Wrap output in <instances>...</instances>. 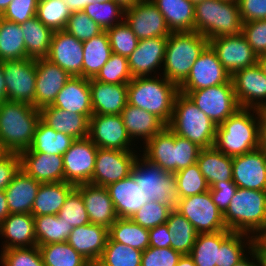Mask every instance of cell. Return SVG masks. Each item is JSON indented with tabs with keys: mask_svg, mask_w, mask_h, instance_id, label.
<instances>
[{
	"mask_svg": "<svg viewBox=\"0 0 266 266\" xmlns=\"http://www.w3.org/2000/svg\"><path fill=\"white\" fill-rule=\"evenodd\" d=\"M83 12L94 20L103 30L111 28L124 20V9L113 0L103 3L94 2L87 5Z\"/></svg>",
	"mask_w": 266,
	"mask_h": 266,
	"instance_id": "cell-50",
	"label": "cell"
},
{
	"mask_svg": "<svg viewBox=\"0 0 266 266\" xmlns=\"http://www.w3.org/2000/svg\"><path fill=\"white\" fill-rule=\"evenodd\" d=\"M57 215L73 228L90 223L84 200L76 188L69 193Z\"/></svg>",
	"mask_w": 266,
	"mask_h": 266,
	"instance_id": "cell-54",
	"label": "cell"
},
{
	"mask_svg": "<svg viewBox=\"0 0 266 266\" xmlns=\"http://www.w3.org/2000/svg\"><path fill=\"white\" fill-rule=\"evenodd\" d=\"M254 247L259 253L261 266H266V246L258 238H256Z\"/></svg>",
	"mask_w": 266,
	"mask_h": 266,
	"instance_id": "cell-70",
	"label": "cell"
},
{
	"mask_svg": "<svg viewBox=\"0 0 266 266\" xmlns=\"http://www.w3.org/2000/svg\"><path fill=\"white\" fill-rule=\"evenodd\" d=\"M64 30L82 42L104 31L83 11L71 13Z\"/></svg>",
	"mask_w": 266,
	"mask_h": 266,
	"instance_id": "cell-56",
	"label": "cell"
},
{
	"mask_svg": "<svg viewBox=\"0 0 266 266\" xmlns=\"http://www.w3.org/2000/svg\"><path fill=\"white\" fill-rule=\"evenodd\" d=\"M115 3H117L121 8L124 10L131 8L135 3H137L139 0H113Z\"/></svg>",
	"mask_w": 266,
	"mask_h": 266,
	"instance_id": "cell-72",
	"label": "cell"
},
{
	"mask_svg": "<svg viewBox=\"0 0 266 266\" xmlns=\"http://www.w3.org/2000/svg\"><path fill=\"white\" fill-rule=\"evenodd\" d=\"M138 157L132 167L131 175L143 191L147 201L176 204L179 196L174 173L164 171L142 155Z\"/></svg>",
	"mask_w": 266,
	"mask_h": 266,
	"instance_id": "cell-8",
	"label": "cell"
},
{
	"mask_svg": "<svg viewBox=\"0 0 266 266\" xmlns=\"http://www.w3.org/2000/svg\"><path fill=\"white\" fill-rule=\"evenodd\" d=\"M40 120V109L33 105L3 101L0 104V143L4 150L20 154L29 149Z\"/></svg>",
	"mask_w": 266,
	"mask_h": 266,
	"instance_id": "cell-1",
	"label": "cell"
},
{
	"mask_svg": "<svg viewBox=\"0 0 266 266\" xmlns=\"http://www.w3.org/2000/svg\"><path fill=\"white\" fill-rule=\"evenodd\" d=\"M23 31L26 54L29 58H46L50 51L53 31L36 16L20 24Z\"/></svg>",
	"mask_w": 266,
	"mask_h": 266,
	"instance_id": "cell-39",
	"label": "cell"
},
{
	"mask_svg": "<svg viewBox=\"0 0 266 266\" xmlns=\"http://www.w3.org/2000/svg\"><path fill=\"white\" fill-rule=\"evenodd\" d=\"M238 187L233 181L215 182L209 187L212 201L224 213L235 195Z\"/></svg>",
	"mask_w": 266,
	"mask_h": 266,
	"instance_id": "cell-61",
	"label": "cell"
},
{
	"mask_svg": "<svg viewBox=\"0 0 266 266\" xmlns=\"http://www.w3.org/2000/svg\"><path fill=\"white\" fill-rule=\"evenodd\" d=\"M113 53L129 57L137 48L139 39L130 26L123 20L121 23L105 30Z\"/></svg>",
	"mask_w": 266,
	"mask_h": 266,
	"instance_id": "cell-52",
	"label": "cell"
},
{
	"mask_svg": "<svg viewBox=\"0 0 266 266\" xmlns=\"http://www.w3.org/2000/svg\"><path fill=\"white\" fill-rule=\"evenodd\" d=\"M194 31L208 40L241 33L238 3L205 0L195 4Z\"/></svg>",
	"mask_w": 266,
	"mask_h": 266,
	"instance_id": "cell-7",
	"label": "cell"
},
{
	"mask_svg": "<svg viewBox=\"0 0 266 266\" xmlns=\"http://www.w3.org/2000/svg\"><path fill=\"white\" fill-rule=\"evenodd\" d=\"M20 168L21 159L18 153H6L0 158V190H5Z\"/></svg>",
	"mask_w": 266,
	"mask_h": 266,
	"instance_id": "cell-62",
	"label": "cell"
},
{
	"mask_svg": "<svg viewBox=\"0 0 266 266\" xmlns=\"http://www.w3.org/2000/svg\"><path fill=\"white\" fill-rule=\"evenodd\" d=\"M52 107L86 115L89 119L93 115L89 79L82 76H71L64 87L57 94Z\"/></svg>",
	"mask_w": 266,
	"mask_h": 266,
	"instance_id": "cell-26",
	"label": "cell"
},
{
	"mask_svg": "<svg viewBox=\"0 0 266 266\" xmlns=\"http://www.w3.org/2000/svg\"><path fill=\"white\" fill-rule=\"evenodd\" d=\"M62 1L67 6V8H69V10L73 13L77 11H83L87 5L92 4L94 2L103 3L109 0H62Z\"/></svg>",
	"mask_w": 266,
	"mask_h": 266,
	"instance_id": "cell-65",
	"label": "cell"
},
{
	"mask_svg": "<svg viewBox=\"0 0 266 266\" xmlns=\"http://www.w3.org/2000/svg\"><path fill=\"white\" fill-rule=\"evenodd\" d=\"M142 252L109 237L99 262L103 266H141Z\"/></svg>",
	"mask_w": 266,
	"mask_h": 266,
	"instance_id": "cell-47",
	"label": "cell"
},
{
	"mask_svg": "<svg viewBox=\"0 0 266 266\" xmlns=\"http://www.w3.org/2000/svg\"><path fill=\"white\" fill-rule=\"evenodd\" d=\"M169 230L171 248L182 255H189L197 238L194 226L175 208L165 223Z\"/></svg>",
	"mask_w": 266,
	"mask_h": 266,
	"instance_id": "cell-41",
	"label": "cell"
},
{
	"mask_svg": "<svg viewBox=\"0 0 266 266\" xmlns=\"http://www.w3.org/2000/svg\"><path fill=\"white\" fill-rule=\"evenodd\" d=\"M7 89L5 84V78L3 74V61H0V104L3 101H7Z\"/></svg>",
	"mask_w": 266,
	"mask_h": 266,
	"instance_id": "cell-69",
	"label": "cell"
},
{
	"mask_svg": "<svg viewBox=\"0 0 266 266\" xmlns=\"http://www.w3.org/2000/svg\"><path fill=\"white\" fill-rule=\"evenodd\" d=\"M39 0H12L2 18L22 24L36 16Z\"/></svg>",
	"mask_w": 266,
	"mask_h": 266,
	"instance_id": "cell-59",
	"label": "cell"
},
{
	"mask_svg": "<svg viewBox=\"0 0 266 266\" xmlns=\"http://www.w3.org/2000/svg\"><path fill=\"white\" fill-rule=\"evenodd\" d=\"M37 246L41 252L44 266H85L88 262L67 242Z\"/></svg>",
	"mask_w": 266,
	"mask_h": 266,
	"instance_id": "cell-45",
	"label": "cell"
},
{
	"mask_svg": "<svg viewBox=\"0 0 266 266\" xmlns=\"http://www.w3.org/2000/svg\"><path fill=\"white\" fill-rule=\"evenodd\" d=\"M258 149L266 154V121L263 118L259 125Z\"/></svg>",
	"mask_w": 266,
	"mask_h": 266,
	"instance_id": "cell-67",
	"label": "cell"
},
{
	"mask_svg": "<svg viewBox=\"0 0 266 266\" xmlns=\"http://www.w3.org/2000/svg\"><path fill=\"white\" fill-rule=\"evenodd\" d=\"M88 138L98 148L135 151L131 148L133 143L126 132V128L120 114H93L89 119Z\"/></svg>",
	"mask_w": 266,
	"mask_h": 266,
	"instance_id": "cell-15",
	"label": "cell"
},
{
	"mask_svg": "<svg viewBox=\"0 0 266 266\" xmlns=\"http://www.w3.org/2000/svg\"><path fill=\"white\" fill-rule=\"evenodd\" d=\"M181 256L171 247H148L142 252L141 266H176Z\"/></svg>",
	"mask_w": 266,
	"mask_h": 266,
	"instance_id": "cell-57",
	"label": "cell"
},
{
	"mask_svg": "<svg viewBox=\"0 0 266 266\" xmlns=\"http://www.w3.org/2000/svg\"><path fill=\"white\" fill-rule=\"evenodd\" d=\"M257 65L261 68L262 72L266 75V53L257 56Z\"/></svg>",
	"mask_w": 266,
	"mask_h": 266,
	"instance_id": "cell-73",
	"label": "cell"
},
{
	"mask_svg": "<svg viewBox=\"0 0 266 266\" xmlns=\"http://www.w3.org/2000/svg\"><path fill=\"white\" fill-rule=\"evenodd\" d=\"M109 237L140 251L149 247V229L136 224L131 218H117L109 228Z\"/></svg>",
	"mask_w": 266,
	"mask_h": 266,
	"instance_id": "cell-43",
	"label": "cell"
},
{
	"mask_svg": "<svg viewBox=\"0 0 266 266\" xmlns=\"http://www.w3.org/2000/svg\"><path fill=\"white\" fill-rule=\"evenodd\" d=\"M74 184L60 181L41 183L31 210L33 216L57 215Z\"/></svg>",
	"mask_w": 266,
	"mask_h": 266,
	"instance_id": "cell-34",
	"label": "cell"
},
{
	"mask_svg": "<svg viewBox=\"0 0 266 266\" xmlns=\"http://www.w3.org/2000/svg\"><path fill=\"white\" fill-rule=\"evenodd\" d=\"M242 23L266 19V0H239Z\"/></svg>",
	"mask_w": 266,
	"mask_h": 266,
	"instance_id": "cell-63",
	"label": "cell"
},
{
	"mask_svg": "<svg viewBox=\"0 0 266 266\" xmlns=\"http://www.w3.org/2000/svg\"><path fill=\"white\" fill-rule=\"evenodd\" d=\"M108 238V228L89 223L73 228L66 242L88 261H99Z\"/></svg>",
	"mask_w": 266,
	"mask_h": 266,
	"instance_id": "cell-24",
	"label": "cell"
},
{
	"mask_svg": "<svg viewBox=\"0 0 266 266\" xmlns=\"http://www.w3.org/2000/svg\"><path fill=\"white\" fill-rule=\"evenodd\" d=\"M1 266H44L39 247L4 249L0 254Z\"/></svg>",
	"mask_w": 266,
	"mask_h": 266,
	"instance_id": "cell-55",
	"label": "cell"
},
{
	"mask_svg": "<svg viewBox=\"0 0 266 266\" xmlns=\"http://www.w3.org/2000/svg\"><path fill=\"white\" fill-rule=\"evenodd\" d=\"M29 58L20 24L0 16V61Z\"/></svg>",
	"mask_w": 266,
	"mask_h": 266,
	"instance_id": "cell-42",
	"label": "cell"
},
{
	"mask_svg": "<svg viewBox=\"0 0 266 266\" xmlns=\"http://www.w3.org/2000/svg\"><path fill=\"white\" fill-rule=\"evenodd\" d=\"M258 239L266 246V230L258 237Z\"/></svg>",
	"mask_w": 266,
	"mask_h": 266,
	"instance_id": "cell-75",
	"label": "cell"
},
{
	"mask_svg": "<svg viewBox=\"0 0 266 266\" xmlns=\"http://www.w3.org/2000/svg\"><path fill=\"white\" fill-rule=\"evenodd\" d=\"M223 220L231 232L258 238L266 230V191L238 187L223 213Z\"/></svg>",
	"mask_w": 266,
	"mask_h": 266,
	"instance_id": "cell-4",
	"label": "cell"
},
{
	"mask_svg": "<svg viewBox=\"0 0 266 266\" xmlns=\"http://www.w3.org/2000/svg\"><path fill=\"white\" fill-rule=\"evenodd\" d=\"M260 112H261L262 118L266 121V107L262 108Z\"/></svg>",
	"mask_w": 266,
	"mask_h": 266,
	"instance_id": "cell-77",
	"label": "cell"
},
{
	"mask_svg": "<svg viewBox=\"0 0 266 266\" xmlns=\"http://www.w3.org/2000/svg\"><path fill=\"white\" fill-rule=\"evenodd\" d=\"M145 144L142 156L164 171L176 173L175 134L167 126Z\"/></svg>",
	"mask_w": 266,
	"mask_h": 266,
	"instance_id": "cell-33",
	"label": "cell"
},
{
	"mask_svg": "<svg viewBox=\"0 0 266 266\" xmlns=\"http://www.w3.org/2000/svg\"><path fill=\"white\" fill-rule=\"evenodd\" d=\"M7 152L4 150V148L2 147L1 143H0V158L2 156H4Z\"/></svg>",
	"mask_w": 266,
	"mask_h": 266,
	"instance_id": "cell-78",
	"label": "cell"
},
{
	"mask_svg": "<svg viewBox=\"0 0 266 266\" xmlns=\"http://www.w3.org/2000/svg\"><path fill=\"white\" fill-rule=\"evenodd\" d=\"M179 91L187 95L216 125H220L241 108L234 93L232 80L199 90Z\"/></svg>",
	"mask_w": 266,
	"mask_h": 266,
	"instance_id": "cell-9",
	"label": "cell"
},
{
	"mask_svg": "<svg viewBox=\"0 0 266 266\" xmlns=\"http://www.w3.org/2000/svg\"><path fill=\"white\" fill-rule=\"evenodd\" d=\"M11 2H12V0H0V16L8 8V6Z\"/></svg>",
	"mask_w": 266,
	"mask_h": 266,
	"instance_id": "cell-74",
	"label": "cell"
},
{
	"mask_svg": "<svg viewBox=\"0 0 266 266\" xmlns=\"http://www.w3.org/2000/svg\"><path fill=\"white\" fill-rule=\"evenodd\" d=\"M248 235L242 232H232L220 244L219 266H234L246 256L245 251L252 249L255 246L256 240L255 237ZM245 248L246 250H244Z\"/></svg>",
	"mask_w": 266,
	"mask_h": 266,
	"instance_id": "cell-46",
	"label": "cell"
},
{
	"mask_svg": "<svg viewBox=\"0 0 266 266\" xmlns=\"http://www.w3.org/2000/svg\"><path fill=\"white\" fill-rule=\"evenodd\" d=\"M167 127L202 149L214 146L217 125L182 93L176 96L173 114Z\"/></svg>",
	"mask_w": 266,
	"mask_h": 266,
	"instance_id": "cell-6",
	"label": "cell"
},
{
	"mask_svg": "<svg viewBox=\"0 0 266 266\" xmlns=\"http://www.w3.org/2000/svg\"><path fill=\"white\" fill-rule=\"evenodd\" d=\"M234 93L242 108L266 107V75L256 64L231 75Z\"/></svg>",
	"mask_w": 266,
	"mask_h": 266,
	"instance_id": "cell-18",
	"label": "cell"
},
{
	"mask_svg": "<svg viewBox=\"0 0 266 266\" xmlns=\"http://www.w3.org/2000/svg\"><path fill=\"white\" fill-rule=\"evenodd\" d=\"M149 247H171L169 230L166 224L149 229Z\"/></svg>",
	"mask_w": 266,
	"mask_h": 266,
	"instance_id": "cell-64",
	"label": "cell"
},
{
	"mask_svg": "<svg viewBox=\"0 0 266 266\" xmlns=\"http://www.w3.org/2000/svg\"><path fill=\"white\" fill-rule=\"evenodd\" d=\"M106 188L118 218H130L147 202L146 196L131 174Z\"/></svg>",
	"mask_w": 266,
	"mask_h": 266,
	"instance_id": "cell-29",
	"label": "cell"
},
{
	"mask_svg": "<svg viewBox=\"0 0 266 266\" xmlns=\"http://www.w3.org/2000/svg\"><path fill=\"white\" fill-rule=\"evenodd\" d=\"M230 80L231 75L208 44L194 62L188 77L179 86V90H199L224 84Z\"/></svg>",
	"mask_w": 266,
	"mask_h": 266,
	"instance_id": "cell-17",
	"label": "cell"
},
{
	"mask_svg": "<svg viewBox=\"0 0 266 266\" xmlns=\"http://www.w3.org/2000/svg\"><path fill=\"white\" fill-rule=\"evenodd\" d=\"M46 59L67 71L71 76L83 77V42L65 30L53 32Z\"/></svg>",
	"mask_w": 266,
	"mask_h": 266,
	"instance_id": "cell-19",
	"label": "cell"
},
{
	"mask_svg": "<svg viewBox=\"0 0 266 266\" xmlns=\"http://www.w3.org/2000/svg\"><path fill=\"white\" fill-rule=\"evenodd\" d=\"M124 20L139 40L168 37L172 33L152 0H139L124 10Z\"/></svg>",
	"mask_w": 266,
	"mask_h": 266,
	"instance_id": "cell-13",
	"label": "cell"
},
{
	"mask_svg": "<svg viewBox=\"0 0 266 266\" xmlns=\"http://www.w3.org/2000/svg\"><path fill=\"white\" fill-rule=\"evenodd\" d=\"M230 230L216 233H198L190 257L196 266H219L220 244L231 234Z\"/></svg>",
	"mask_w": 266,
	"mask_h": 266,
	"instance_id": "cell-40",
	"label": "cell"
},
{
	"mask_svg": "<svg viewBox=\"0 0 266 266\" xmlns=\"http://www.w3.org/2000/svg\"><path fill=\"white\" fill-rule=\"evenodd\" d=\"M135 77L128 83L127 103L146 110L166 125L171 121L179 86L166 77Z\"/></svg>",
	"mask_w": 266,
	"mask_h": 266,
	"instance_id": "cell-3",
	"label": "cell"
},
{
	"mask_svg": "<svg viewBox=\"0 0 266 266\" xmlns=\"http://www.w3.org/2000/svg\"><path fill=\"white\" fill-rule=\"evenodd\" d=\"M233 182L237 187L266 191V154L255 149L232 157Z\"/></svg>",
	"mask_w": 266,
	"mask_h": 266,
	"instance_id": "cell-20",
	"label": "cell"
},
{
	"mask_svg": "<svg viewBox=\"0 0 266 266\" xmlns=\"http://www.w3.org/2000/svg\"><path fill=\"white\" fill-rule=\"evenodd\" d=\"M93 114H121L127 104L128 84H109L89 79Z\"/></svg>",
	"mask_w": 266,
	"mask_h": 266,
	"instance_id": "cell-25",
	"label": "cell"
},
{
	"mask_svg": "<svg viewBox=\"0 0 266 266\" xmlns=\"http://www.w3.org/2000/svg\"><path fill=\"white\" fill-rule=\"evenodd\" d=\"M217 58L230 75L257 64V55L243 33L216 37L209 40Z\"/></svg>",
	"mask_w": 266,
	"mask_h": 266,
	"instance_id": "cell-16",
	"label": "cell"
},
{
	"mask_svg": "<svg viewBox=\"0 0 266 266\" xmlns=\"http://www.w3.org/2000/svg\"><path fill=\"white\" fill-rule=\"evenodd\" d=\"M168 37L139 40L137 48L128 57V66L133 78L150 76L163 64ZM156 69V70H155ZM150 74V75H149Z\"/></svg>",
	"mask_w": 266,
	"mask_h": 266,
	"instance_id": "cell-22",
	"label": "cell"
},
{
	"mask_svg": "<svg viewBox=\"0 0 266 266\" xmlns=\"http://www.w3.org/2000/svg\"><path fill=\"white\" fill-rule=\"evenodd\" d=\"M179 199L205 193L209 186L197 163L174 173Z\"/></svg>",
	"mask_w": 266,
	"mask_h": 266,
	"instance_id": "cell-49",
	"label": "cell"
},
{
	"mask_svg": "<svg viewBox=\"0 0 266 266\" xmlns=\"http://www.w3.org/2000/svg\"><path fill=\"white\" fill-rule=\"evenodd\" d=\"M93 79L109 84H128L133 79L128 66V58L112 53Z\"/></svg>",
	"mask_w": 266,
	"mask_h": 266,
	"instance_id": "cell-51",
	"label": "cell"
},
{
	"mask_svg": "<svg viewBox=\"0 0 266 266\" xmlns=\"http://www.w3.org/2000/svg\"><path fill=\"white\" fill-rule=\"evenodd\" d=\"M3 74L7 99L35 107L36 59L5 60Z\"/></svg>",
	"mask_w": 266,
	"mask_h": 266,
	"instance_id": "cell-11",
	"label": "cell"
},
{
	"mask_svg": "<svg viewBox=\"0 0 266 266\" xmlns=\"http://www.w3.org/2000/svg\"><path fill=\"white\" fill-rule=\"evenodd\" d=\"M34 227L37 245L66 242L73 230L63 218L51 214L34 216Z\"/></svg>",
	"mask_w": 266,
	"mask_h": 266,
	"instance_id": "cell-44",
	"label": "cell"
},
{
	"mask_svg": "<svg viewBox=\"0 0 266 266\" xmlns=\"http://www.w3.org/2000/svg\"><path fill=\"white\" fill-rule=\"evenodd\" d=\"M261 118L260 110L239 108L227 120L217 125L214 147L231 157L258 149Z\"/></svg>",
	"mask_w": 266,
	"mask_h": 266,
	"instance_id": "cell-2",
	"label": "cell"
},
{
	"mask_svg": "<svg viewBox=\"0 0 266 266\" xmlns=\"http://www.w3.org/2000/svg\"><path fill=\"white\" fill-rule=\"evenodd\" d=\"M176 172L197 163L201 147L175 134Z\"/></svg>",
	"mask_w": 266,
	"mask_h": 266,
	"instance_id": "cell-60",
	"label": "cell"
},
{
	"mask_svg": "<svg viewBox=\"0 0 266 266\" xmlns=\"http://www.w3.org/2000/svg\"><path fill=\"white\" fill-rule=\"evenodd\" d=\"M21 169L41 183L64 181L63 156L20 153Z\"/></svg>",
	"mask_w": 266,
	"mask_h": 266,
	"instance_id": "cell-28",
	"label": "cell"
},
{
	"mask_svg": "<svg viewBox=\"0 0 266 266\" xmlns=\"http://www.w3.org/2000/svg\"><path fill=\"white\" fill-rule=\"evenodd\" d=\"M75 188L81 193L90 223L109 229L118 217L107 188L90 183L79 184Z\"/></svg>",
	"mask_w": 266,
	"mask_h": 266,
	"instance_id": "cell-23",
	"label": "cell"
},
{
	"mask_svg": "<svg viewBox=\"0 0 266 266\" xmlns=\"http://www.w3.org/2000/svg\"><path fill=\"white\" fill-rule=\"evenodd\" d=\"M71 13L62 0H39L36 17L54 32L65 29Z\"/></svg>",
	"mask_w": 266,
	"mask_h": 266,
	"instance_id": "cell-48",
	"label": "cell"
},
{
	"mask_svg": "<svg viewBox=\"0 0 266 266\" xmlns=\"http://www.w3.org/2000/svg\"><path fill=\"white\" fill-rule=\"evenodd\" d=\"M223 1L232 2V3H238L239 2V0H223Z\"/></svg>",
	"mask_w": 266,
	"mask_h": 266,
	"instance_id": "cell-80",
	"label": "cell"
},
{
	"mask_svg": "<svg viewBox=\"0 0 266 266\" xmlns=\"http://www.w3.org/2000/svg\"><path fill=\"white\" fill-rule=\"evenodd\" d=\"M85 266H103L99 261H88Z\"/></svg>",
	"mask_w": 266,
	"mask_h": 266,
	"instance_id": "cell-76",
	"label": "cell"
},
{
	"mask_svg": "<svg viewBox=\"0 0 266 266\" xmlns=\"http://www.w3.org/2000/svg\"><path fill=\"white\" fill-rule=\"evenodd\" d=\"M0 235L6 239L3 250L36 246L34 216L29 213L9 214L0 225Z\"/></svg>",
	"mask_w": 266,
	"mask_h": 266,
	"instance_id": "cell-27",
	"label": "cell"
},
{
	"mask_svg": "<svg viewBox=\"0 0 266 266\" xmlns=\"http://www.w3.org/2000/svg\"><path fill=\"white\" fill-rule=\"evenodd\" d=\"M134 151L98 148L90 184L107 187L131 174L137 153Z\"/></svg>",
	"mask_w": 266,
	"mask_h": 266,
	"instance_id": "cell-12",
	"label": "cell"
},
{
	"mask_svg": "<svg viewBox=\"0 0 266 266\" xmlns=\"http://www.w3.org/2000/svg\"><path fill=\"white\" fill-rule=\"evenodd\" d=\"M197 164L209 187L215 182L233 181L232 157L214 146L201 149Z\"/></svg>",
	"mask_w": 266,
	"mask_h": 266,
	"instance_id": "cell-35",
	"label": "cell"
},
{
	"mask_svg": "<svg viewBox=\"0 0 266 266\" xmlns=\"http://www.w3.org/2000/svg\"><path fill=\"white\" fill-rule=\"evenodd\" d=\"M71 75L46 58L36 59L35 108L52 105Z\"/></svg>",
	"mask_w": 266,
	"mask_h": 266,
	"instance_id": "cell-21",
	"label": "cell"
},
{
	"mask_svg": "<svg viewBox=\"0 0 266 266\" xmlns=\"http://www.w3.org/2000/svg\"><path fill=\"white\" fill-rule=\"evenodd\" d=\"M175 209L194 226L198 233L228 230L223 220V213L212 201L209 190L202 194L179 199Z\"/></svg>",
	"mask_w": 266,
	"mask_h": 266,
	"instance_id": "cell-10",
	"label": "cell"
},
{
	"mask_svg": "<svg viewBox=\"0 0 266 266\" xmlns=\"http://www.w3.org/2000/svg\"><path fill=\"white\" fill-rule=\"evenodd\" d=\"M120 115L131 140L140 137L144 144L167 126L156 115L128 103Z\"/></svg>",
	"mask_w": 266,
	"mask_h": 266,
	"instance_id": "cell-32",
	"label": "cell"
},
{
	"mask_svg": "<svg viewBox=\"0 0 266 266\" xmlns=\"http://www.w3.org/2000/svg\"><path fill=\"white\" fill-rule=\"evenodd\" d=\"M98 147L87 137L75 139L63 155L64 181L79 185L92 180Z\"/></svg>",
	"mask_w": 266,
	"mask_h": 266,
	"instance_id": "cell-14",
	"label": "cell"
},
{
	"mask_svg": "<svg viewBox=\"0 0 266 266\" xmlns=\"http://www.w3.org/2000/svg\"><path fill=\"white\" fill-rule=\"evenodd\" d=\"M74 141L75 138L72 136L57 132L40 120L30 148L21 153H45L63 156Z\"/></svg>",
	"mask_w": 266,
	"mask_h": 266,
	"instance_id": "cell-37",
	"label": "cell"
},
{
	"mask_svg": "<svg viewBox=\"0 0 266 266\" xmlns=\"http://www.w3.org/2000/svg\"><path fill=\"white\" fill-rule=\"evenodd\" d=\"M176 204H162L156 201H147L130 218L143 228L151 229L158 225L165 224L170 211Z\"/></svg>",
	"mask_w": 266,
	"mask_h": 266,
	"instance_id": "cell-53",
	"label": "cell"
},
{
	"mask_svg": "<svg viewBox=\"0 0 266 266\" xmlns=\"http://www.w3.org/2000/svg\"><path fill=\"white\" fill-rule=\"evenodd\" d=\"M209 40L196 31L172 32L166 42L163 76L180 86Z\"/></svg>",
	"mask_w": 266,
	"mask_h": 266,
	"instance_id": "cell-5",
	"label": "cell"
},
{
	"mask_svg": "<svg viewBox=\"0 0 266 266\" xmlns=\"http://www.w3.org/2000/svg\"><path fill=\"white\" fill-rule=\"evenodd\" d=\"M40 184L41 182L36 181L20 168L4 190L9 213L31 214Z\"/></svg>",
	"mask_w": 266,
	"mask_h": 266,
	"instance_id": "cell-30",
	"label": "cell"
},
{
	"mask_svg": "<svg viewBox=\"0 0 266 266\" xmlns=\"http://www.w3.org/2000/svg\"><path fill=\"white\" fill-rule=\"evenodd\" d=\"M41 120L55 131L84 139L89 135V118L51 105L40 109Z\"/></svg>",
	"mask_w": 266,
	"mask_h": 266,
	"instance_id": "cell-31",
	"label": "cell"
},
{
	"mask_svg": "<svg viewBox=\"0 0 266 266\" xmlns=\"http://www.w3.org/2000/svg\"><path fill=\"white\" fill-rule=\"evenodd\" d=\"M171 32L194 31L195 5L189 0H152Z\"/></svg>",
	"mask_w": 266,
	"mask_h": 266,
	"instance_id": "cell-36",
	"label": "cell"
},
{
	"mask_svg": "<svg viewBox=\"0 0 266 266\" xmlns=\"http://www.w3.org/2000/svg\"><path fill=\"white\" fill-rule=\"evenodd\" d=\"M242 33L257 56L266 53V19L242 23Z\"/></svg>",
	"mask_w": 266,
	"mask_h": 266,
	"instance_id": "cell-58",
	"label": "cell"
},
{
	"mask_svg": "<svg viewBox=\"0 0 266 266\" xmlns=\"http://www.w3.org/2000/svg\"><path fill=\"white\" fill-rule=\"evenodd\" d=\"M9 214L5 192L4 190H0V225Z\"/></svg>",
	"mask_w": 266,
	"mask_h": 266,
	"instance_id": "cell-68",
	"label": "cell"
},
{
	"mask_svg": "<svg viewBox=\"0 0 266 266\" xmlns=\"http://www.w3.org/2000/svg\"><path fill=\"white\" fill-rule=\"evenodd\" d=\"M248 253L251 256L252 261L249 260V258H247V256H245L242 260H240L234 266H261V259H260V256H259L257 249L255 247H253L250 250L248 249Z\"/></svg>",
	"mask_w": 266,
	"mask_h": 266,
	"instance_id": "cell-66",
	"label": "cell"
},
{
	"mask_svg": "<svg viewBox=\"0 0 266 266\" xmlns=\"http://www.w3.org/2000/svg\"><path fill=\"white\" fill-rule=\"evenodd\" d=\"M83 52V77L94 78L113 53L105 30L83 41Z\"/></svg>",
	"mask_w": 266,
	"mask_h": 266,
	"instance_id": "cell-38",
	"label": "cell"
},
{
	"mask_svg": "<svg viewBox=\"0 0 266 266\" xmlns=\"http://www.w3.org/2000/svg\"><path fill=\"white\" fill-rule=\"evenodd\" d=\"M189 1H191L195 5V4L203 2L205 0H189Z\"/></svg>",
	"mask_w": 266,
	"mask_h": 266,
	"instance_id": "cell-79",
	"label": "cell"
},
{
	"mask_svg": "<svg viewBox=\"0 0 266 266\" xmlns=\"http://www.w3.org/2000/svg\"><path fill=\"white\" fill-rule=\"evenodd\" d=\"M176 266H196L190 255H182Z\"/></svg>",
	"mask_w": 266,
	"mask_h": 266,
	"instance_id": "cell-71",
	"label": "cell"
}]
</instances>
